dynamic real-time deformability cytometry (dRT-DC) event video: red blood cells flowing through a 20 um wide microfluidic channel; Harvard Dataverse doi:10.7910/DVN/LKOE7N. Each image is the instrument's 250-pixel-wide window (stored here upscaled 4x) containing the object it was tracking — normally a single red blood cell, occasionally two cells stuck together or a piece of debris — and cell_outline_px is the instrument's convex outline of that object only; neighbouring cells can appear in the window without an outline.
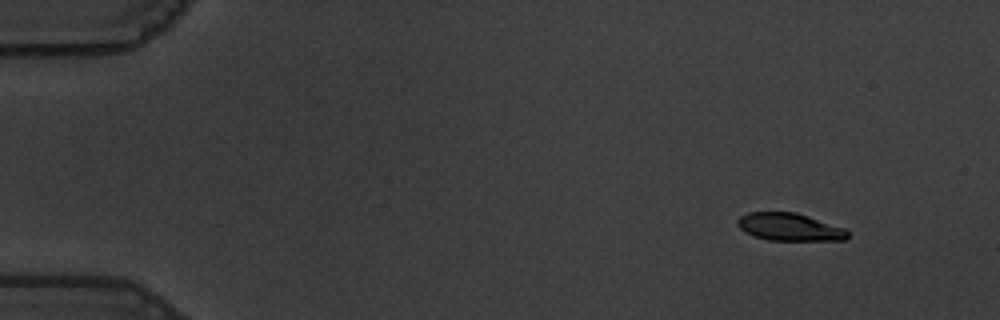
{"species": "common noctule bat (a hibernating species)", "species_latin": "Nyctalus noctula", "temperature_condition": "warm", "stored_images_in_passage": 53, "camera_frame_rate_fps": 3000, "um_per_image_px": 0.085, "animal": {"sex": "male", "body_mass_g": 19.5, "forearm_length_mm": 54.6}, "frame": {"image": 1, "passage_image": 1, "time_ms": 0.0, "image_size_px": [1000, 320], "cell_outline_px": [[848, 236], [844, 240], [768, 240], [756, 236], [740, 228], [736, 224], [736, 220], [740, 216], [748, 212], [796, 212], [844, 228], [848, 232]], "centroid_in_image_um": [67.09, 19.28], "position_along_channel_um": 17.9, "area_um2": 17.51}}
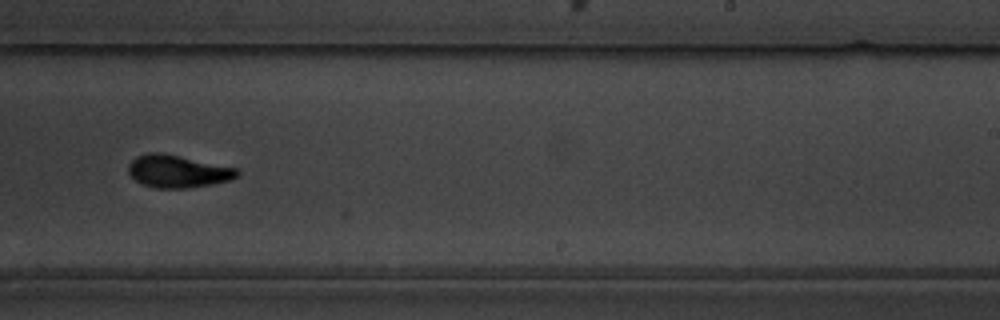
{"frame": {"image": 2, "passage_image": 32, "time_ms": 10.333, "image_size_px": [1000, 320], "cell_outline_px": [[240, 172], [236, 176], [228, 180], [212, 184], [188, 188], [156, 188], [140, 184], [128, 172], [128, 164], [136, 156], [148, 152], [164, 152], [236, 168]], "centroid_in_image_um": [15.06, 14.55], "position_along_channel_um": 273.9, "area_um2": 20.69}}
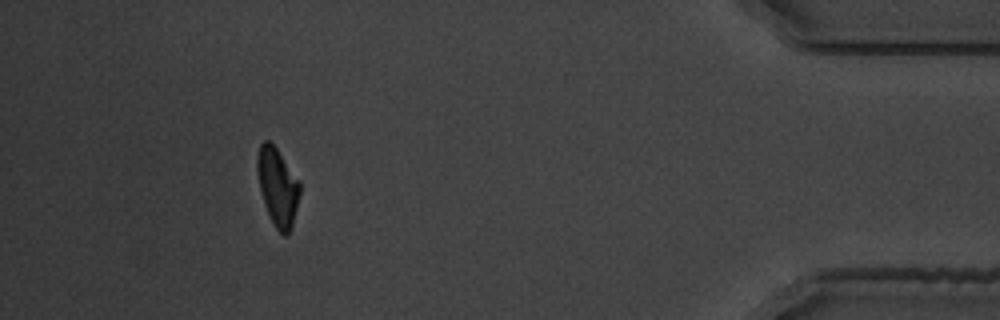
{"frame": {"image": 3, "passage_image": 48, "time_ms": 15.667, "image_size_px": [1000, 320], "cell_outline_px": [[300, 192], [292, 228], [288, 236], [284, 236], [276, 228], [264, 204], [260, 188], [256, 168], [256, 156], [260, 144], [264, 140], [268, 140], [276, 148], [300, 180]], "centroid_in_image_um": [23.6, 15.87], "position_along_channel_um": 411.6, "area_um2": 19.36}, "authors_computed_cell_mechanics": {"area_um2": 20.1722, "velocity_mm_per_s": 3.5642, "shape_relaxation_time_tau1_ms": 3.8935, "shape_relaxation_time_tau2_ms": 1.6487, "deformation_change_tau1": 0.1777, "deformation_change_tau2": 0.0706}}